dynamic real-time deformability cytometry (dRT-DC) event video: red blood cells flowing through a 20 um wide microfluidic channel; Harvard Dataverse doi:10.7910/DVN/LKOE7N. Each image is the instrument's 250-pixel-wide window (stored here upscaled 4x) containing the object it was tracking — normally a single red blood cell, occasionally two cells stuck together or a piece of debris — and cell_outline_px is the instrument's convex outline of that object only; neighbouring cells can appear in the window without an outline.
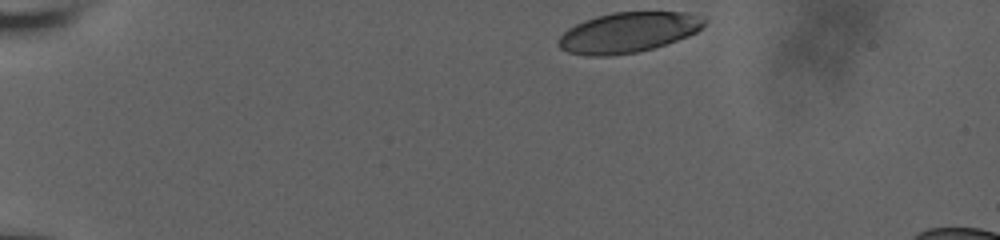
{"species": "human", "species_latin": "Homo sapiens", "temperature_condition": "room temperature", "stored_images_in_passage": 8, "camera_frame_rate_fps": 3000, "um_per_image_px": 0.085, "donor": {"sex": "male"}, "frame": {"image": 1, "passage_image": 1, "time_ms": 0.0, "image_size_px": [1000, 240], "cell_outline_px": [[708, 20], [696, 32], [688, 36], [652, 48], [636, 52], [612, 56], [584, 56], [568, 52], [560, 48], [556, 44], [556, 40], [568, 28], [584, 20], [596, 16], [612, 12], [688, 12]], "centroid_in_image_um": [53.34, 2.76], "position_along_channel_um": 31.7, "area_um2": 34.28}}
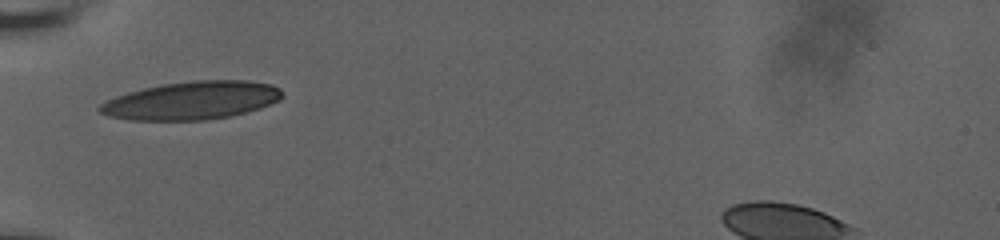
{"frame": {"image": 2, "passage_image": 7, "time_ms": 3.333, "image_size_px": [1000, 240], "cell_outline_px": [[284, 96], [280, 100], [260, 108], [232, 116], [204, 120], [128, 120], [108, 116], [100, 112], [96, 108], [100, 104], [116, 96], [128, 92], [144, 88], [164, 84], [196, 80], [248, 80], [272, 84], [280, 88]], "centroid_in_image_um": [16.32, 8.54], "position_along_channel_um": 68.7, "area_um2": 40.63}}